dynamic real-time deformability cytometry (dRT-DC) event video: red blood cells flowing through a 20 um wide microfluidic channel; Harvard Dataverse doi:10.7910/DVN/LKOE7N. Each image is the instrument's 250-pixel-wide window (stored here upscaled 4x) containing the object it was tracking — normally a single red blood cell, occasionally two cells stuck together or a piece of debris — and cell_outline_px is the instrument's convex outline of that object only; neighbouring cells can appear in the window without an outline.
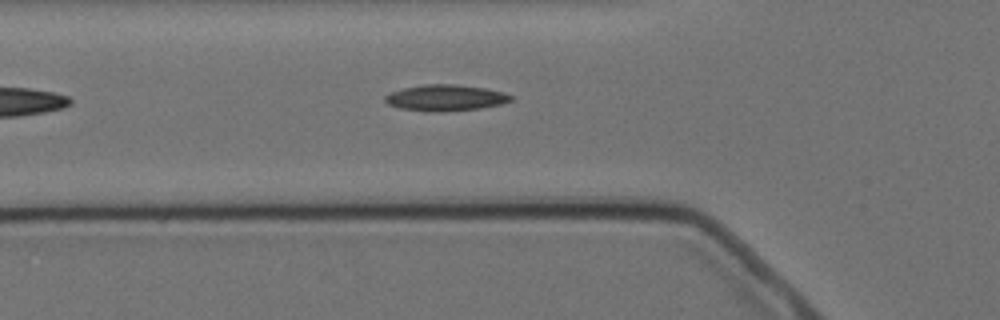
{"species": "Egyptian fruit bat (a non-hibernating species)", "species_latin": "Rousettus aegyptiacus", "temperature_condition": "cold", "stored_images_in_passage": 6, "segment_of_instrument_passage": [2, 2], "camera_frame_rate_fps": 3000, "um_per_image_px": 0.085, "animal": {"sex": "female"}, "frame": {"image": 1, "passage_image": 6, "time_ms": 6.0, "image_size_px": [1000, 320], "cell_outline_px": [[512, 100], [504, 104], [480, 108], [440, 112], [428, 112], [400, 108], [388, 104], [384, 100], [384, 96], [392, 92], [404, 88], [424, 84], [452, 84], [484, 88], [504, 92], [512, 96]], "centroid_in_image_um": [37.88, 8.32], "position_along_channel_um": 87.9, "area_um2": 19.19}}